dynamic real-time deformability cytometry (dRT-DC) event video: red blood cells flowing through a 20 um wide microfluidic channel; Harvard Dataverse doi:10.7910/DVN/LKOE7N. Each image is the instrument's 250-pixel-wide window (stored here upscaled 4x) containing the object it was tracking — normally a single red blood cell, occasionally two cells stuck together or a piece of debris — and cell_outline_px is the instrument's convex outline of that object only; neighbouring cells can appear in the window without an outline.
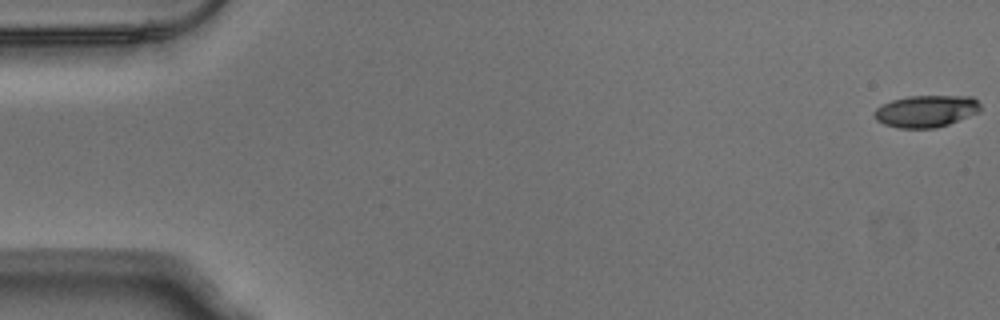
{"species": "Egyptian fruit bat (a non-hibernating species)", "species_latin": "Rousettus aegyptiacus", "temperature_condition": "warm", "stored_images_in_passage": 53, "camera_frame_rate_fps": 3000, "um_per_image_px": 0.085, "animal": {"sex": "male"}, "frame": {"image": 1, "passage_image": 1, "time_ms": 0.0, "image_size_px": [1000, 320], "cell_outline_px": [[980, 112], [948, 124], [936, 128], [900, 128], [884, 124], [876, 120], [872, 112], [880, 104], [892, 100], [908, 96], [972, 96], [980, 104]], "centroid_in_image_um": [78.69, 9.44], "position_along_channel_um": 6.3, "area_um2": 19.88}}
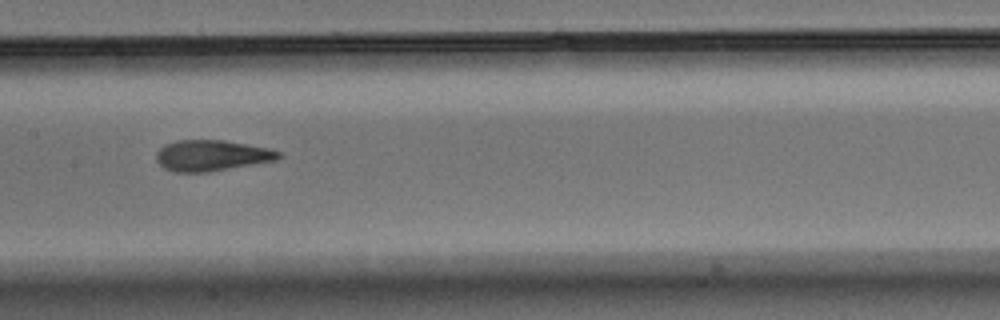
{"frame": {"image": 2, "passage_image": 27, "time_ms": 8.667, "image_size_px": [1000, 320], "cell_outline_px": [[284, 156], [276, 160], [208, 172], [176, 172], [164, 168], [156, 160], [156, 152], [164, 144], [176, 140], [224, 140], [268, 148], [280, 152]], "centroid_in_image_um": [17.98, 13.21], "position_along_channel_um": 189.4, "area_um2": 22.02}}
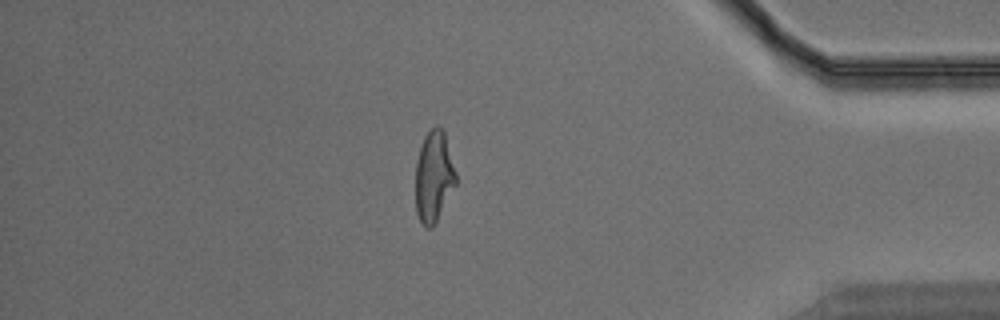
{"frame": {"image": 3, "passage_image": 46, "time_ms": 15.0, "image_size_px": [1000, 320], "cell_outline_px": [[456, 184], [432, 228], [424, 228], [416, 212], [416, 160], [424, 136], [436, 124], [440, 124], [444, 128], [456, 172]], "centroid_in_image_um": [36.88, 14.96], "position_along_channel_um": 398.3, "area_um2": 21.56}, "authors_computed_cell_mechanics": {"area_um2": 21.5594, "velocity_mm_per_s": 3.8283, "shape_relaxation_time_tau1_ms": 5.2883, "shape_relaxation_time_tau2_ms": 1.6927, "deformation_change_tau1": 0.2271, "deformation_change_tau2": 0.1086}}